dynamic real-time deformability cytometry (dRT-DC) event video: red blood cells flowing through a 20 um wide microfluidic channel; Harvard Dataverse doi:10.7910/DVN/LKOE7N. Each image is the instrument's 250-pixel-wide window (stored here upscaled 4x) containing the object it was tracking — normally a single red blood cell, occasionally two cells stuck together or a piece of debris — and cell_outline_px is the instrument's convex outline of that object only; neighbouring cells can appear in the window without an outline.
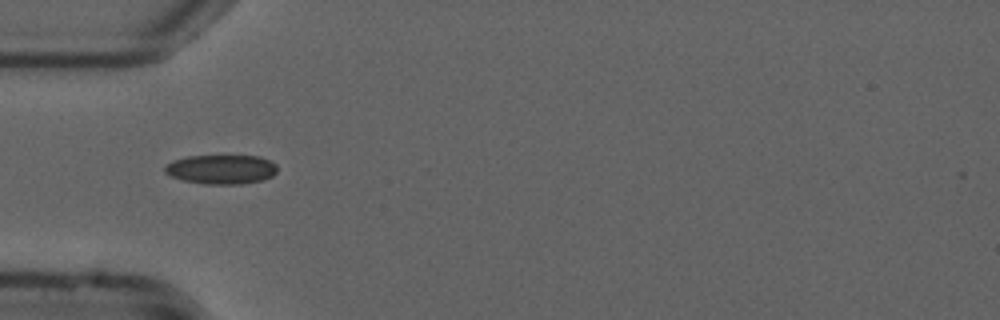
{"species": "common noctule bat (a hibernating species)", "species_latin": "Nyctalus noctula", "temperature_condition": "cold", "stored_images_in_passage": 38, "camera_frame_rate_fps": 3000, "um_per_image_px": 0.085, "animal": {"sex": "male", "forearm_length_mm": 52.5}, "frame": {"image": 1, "passage_image": 1, "time_ms": 0.0, "image_size_px": [1000, 320], "cell_outline_px": [[276, 172], [272, 176], [260, 180], [240, 184], [204, 184], [184, 180], [172, 176], [164, 172], [164, 168], [172, 160], [188, 156], [260, 156], [276, 164]], "centroid_in_image_um": [18.8, 14.39], "position_along_channel_um": 66.2, "area_um2": 19.02}}
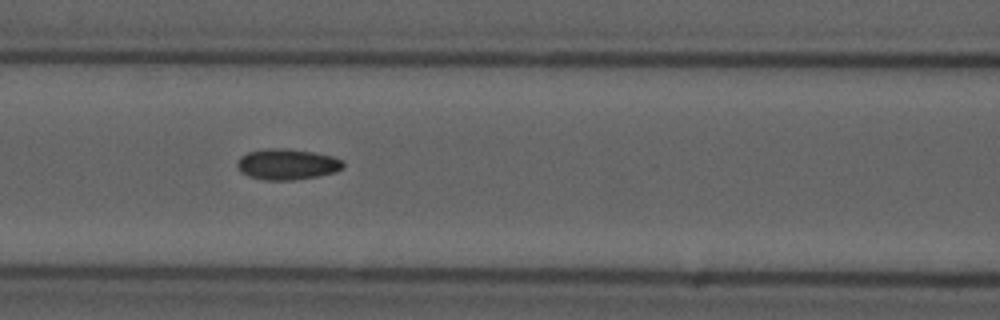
{"frame": {"image": 2, "passage_image": 7, "time_ms": 2.0, "image_size_px": [1000, 320], "cell_outline_px": [[344, 168], [336, 172], [316, 176], [292, 180], [264, 180], [248, 176], [240, 172], [236, 164], [236, 160], [240, 156], [248, 152], [264, 148], [288, 148], [312, 152], [332, 156], [344, 160]], "centroid_in_image_um": [24.38, 13.95], "position_along_channel_um": 142.2, "area_um2": 19.31}}
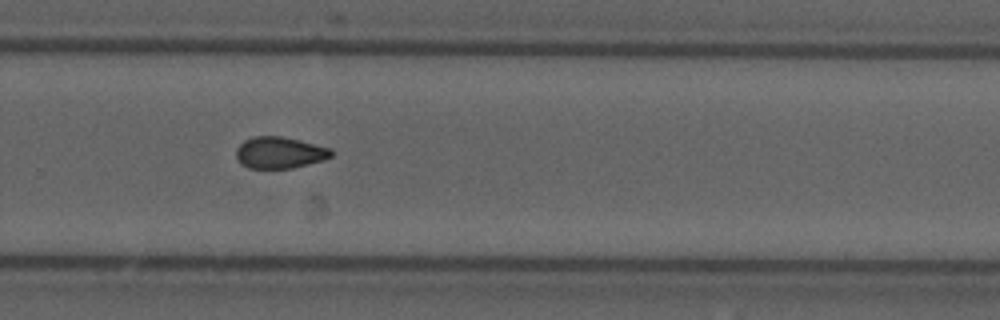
{"frame": {"image": 3, "passage_image": 20, "time_ms": 6.333, "image_size_px": [1000, 320], "cell_outline_px": [[332, 156], [324, 160], [292, 168], [248, 168], [240, 164], [236, 156], [236, 148], [244, 140], [252, 136], [280, 136], [300, 140], [332, 148]], "centroid_in_image_um": [23.76, 12.97], "position_along_channel_um": 306.0, "area_um2": 17.63}, "authors_computed_cell_mechanics": {"area_um2": 17.6868, "velocity_mm_per_s": 3.7946, "shape_relaxation_time_tau1_ms": null, "shape_relaxation_time_tau2_ms": 7.513, "deformation_change_tau1": null, "deformation_change_tau2": 0.0752}}